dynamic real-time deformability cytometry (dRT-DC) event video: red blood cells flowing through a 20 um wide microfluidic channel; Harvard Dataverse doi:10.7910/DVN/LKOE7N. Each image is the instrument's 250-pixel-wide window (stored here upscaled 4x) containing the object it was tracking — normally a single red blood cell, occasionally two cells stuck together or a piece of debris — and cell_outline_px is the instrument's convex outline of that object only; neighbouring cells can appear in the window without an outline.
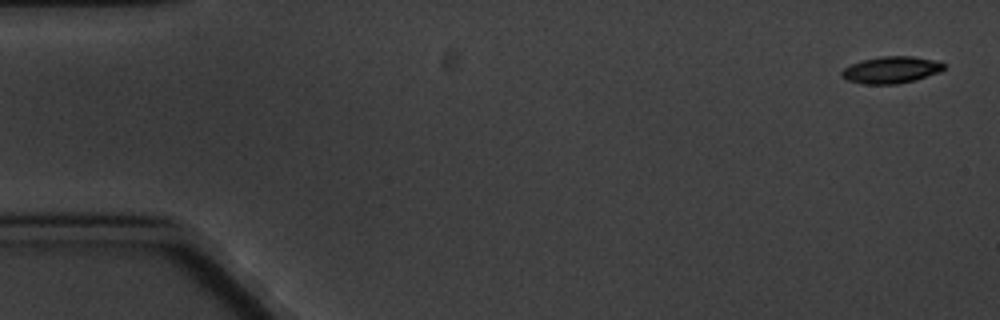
{"species": "common noctule bat (a hibernating species)", "species_latin": "Nyctalus noctula", "temperature_condition": "cold", "stored_images_in_passage": 9, "camera_frame_rate_fps": 3000, "um_per_image_px": 0.085, "animal": {"sex": "male", "body_mass_g": 20.1, "forearm_length_mm": 53.5}, "frame": {"image": 1, "passage_image": 1, "time_ms": 0.0, "image_size_px": [1000, 320], "cell_outline_px": [[944, 68], [940, 72], [916, 80], [896, 84], [864, 84], [848, 80], [840, 76], [840, 72], [844, 68], [852, 64], [864, 60], [880, 56], [912, 56], [932, 60], [944, 64]], "centroid_in_image_um": [75.73, 5.95], "position_along_channel_um": 9.3, "area_um2": 15.84}}
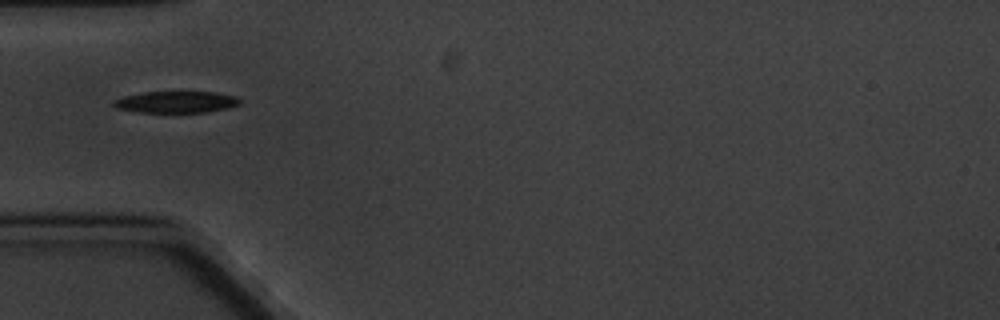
{"frame": {"image": 2, "passage_image": 6, "time_ms": 5.667, "image_size_px": [1000, 320], "cell_outline_px": [[240, 104], [228, 108], [208, 112], [136, 112], [116, 108], [112, 104], [112, 100], [124, 96], [144, 92], [216, 92], [236, 96], [240, 100]], "centroid_in_image_um": [14.96, 8.67], "position_along_channel_um": 70.0, "area_um2": 15.95}}